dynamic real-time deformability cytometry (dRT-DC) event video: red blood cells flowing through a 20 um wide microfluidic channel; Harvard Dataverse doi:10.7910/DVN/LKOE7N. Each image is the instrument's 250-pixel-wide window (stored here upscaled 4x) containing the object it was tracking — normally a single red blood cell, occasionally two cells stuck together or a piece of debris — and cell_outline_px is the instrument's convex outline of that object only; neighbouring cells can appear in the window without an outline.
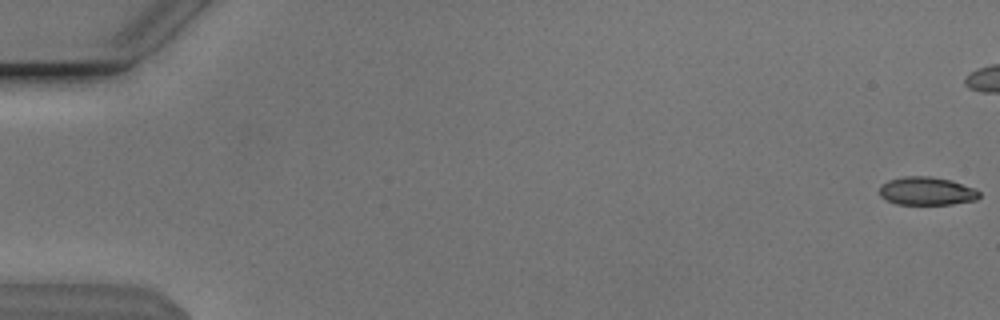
{"species": "Egyptian fruit bat (a non-hibernating species)", "species_latin": "Rousettus aegyptiacus", "temperature_condition": "cold", "stored_images_in_passage": 45, "camera_frame_rate_fps": 3000, "um_per_image_px": 0.085, "animal": {"sex": "male"}, "frame": {"image": 1, "passage_image": 1, "time_ms": 0.0, "image_size_px": [1000, 320], "cell_outline_px": [[980, 196], [976, 200], [952, 204], [896, 204], [884, 200], [880, 196], [880, 184], [888, 180], [904, 176], [928, 176], [952, 180], [976, 188], [980, 192]], "centroid_in_image_um": [78.77, 16.24], "position_along_channel_um": 6.2, "area_um2": 16.65}}
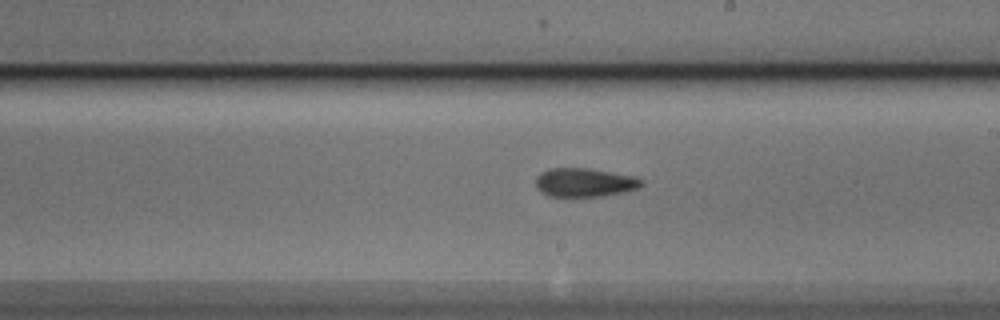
{"frame": {"image": 2, "passage_image": 32, "time_ms": 10.333, "image_size_px": [1000, 320], "cell_outline_px": [[644, 184], [640, 188], [624, 192], [604, 196], [548, 196], [540, 192], [536, 188], [536, 176], [540, 172], [548, 168], [588, 168], [636, 176], [644, 180]], "centroid_in_image_um": [49.71, 15.5], "position_along_channel_um": 239.3, "area_um2": 18.03}}
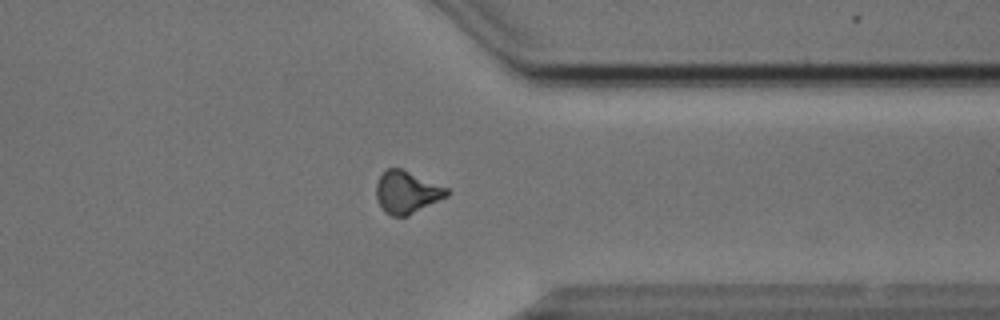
{"frame": {"image": 3, "passage_image": 43, "time_ms": 14.0, "image_size_px": [1000, 320], "cell_outline_px": [[452, 192], [448, 196], [408, 216], [392, 216], [384, 212], [376, 200], [376, 184], [380, 176], [388, 168], [400, 168], [448, 188]], "centroid_in_image_um": [34.58, 16.36], "position_along_channel_um": 376.8, "area_um2": 17.46}}